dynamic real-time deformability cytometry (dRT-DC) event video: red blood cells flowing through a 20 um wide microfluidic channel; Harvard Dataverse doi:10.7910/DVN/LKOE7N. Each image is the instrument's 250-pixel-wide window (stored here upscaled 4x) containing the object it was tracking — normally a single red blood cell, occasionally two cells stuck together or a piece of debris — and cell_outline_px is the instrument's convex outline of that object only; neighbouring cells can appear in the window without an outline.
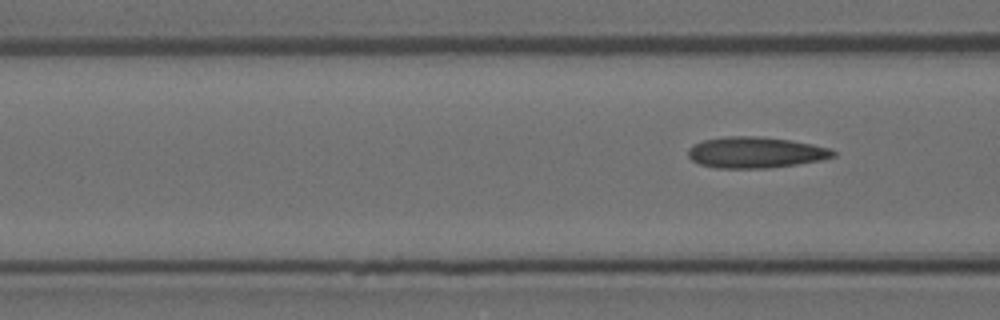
{"species": "Egyptian fruit bat (a non-hibernating species)", "species_latin": "Rousettus aegyptiacus", "temperature_condition": "room temperature", "stored_images_in_passage": 6, "segment_of_instrument_passage": [2, 2], "camera_frame_rate_fps": 3000, "um_per_image_px": 0.085, "animal": {"sex": "female"}, "frame": {"image": 1, "passage_image": 6, "time_ms": 1.667, "image_size_px": [1000, 320], "cell_outline_px": [[836, 156], [824, 160], [768, 168], [716, 168], [700, 164], [692, 160], [688, 156], [688, 148], [704, 140], [728, 136], [760, 136], [792, 140], [832, 148], [836, 152]], "centroid_in_image_um": [64.27, 12.96], "position_along_channel_um": 102.3, "area_um2": 26.41}}